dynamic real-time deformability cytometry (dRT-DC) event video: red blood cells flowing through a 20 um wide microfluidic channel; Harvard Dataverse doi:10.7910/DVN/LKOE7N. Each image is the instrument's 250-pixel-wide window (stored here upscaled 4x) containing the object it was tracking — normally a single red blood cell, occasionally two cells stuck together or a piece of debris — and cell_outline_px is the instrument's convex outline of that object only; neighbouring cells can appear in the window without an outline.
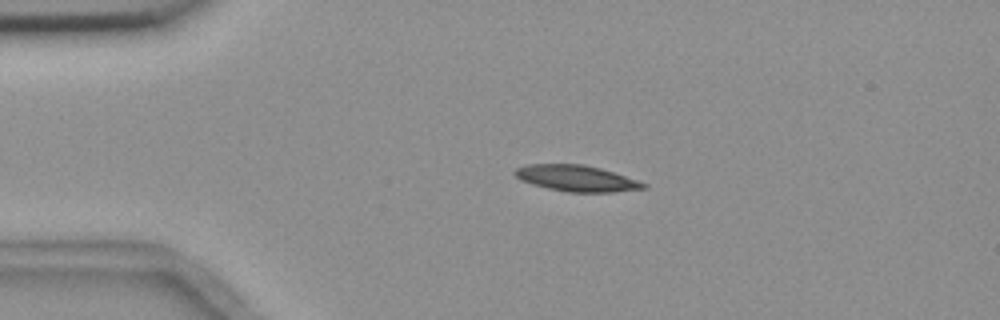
{"species": "common noctule bat (a hibernating species)", "species_latin": "Nyctalus noctula", "temperature_condition": "room temperature", "stored_images_in_passage": 4, "camera_frame_rate_fps": 3000, "um_per_image_px": 0.085, "animal": {"sex": "female", "body_mass_g": 18.4}, "frame": {"image": 1, "passage_image": 3, "time_ms": 2.333, "image_size_px": [1000, 320], "cell_outline_px": [[648, 188], [612, 192], [568, 192], [548, 188], [532, 184], [520, 180], [512, 172], [516, 168], [528, 164], [580, 164], [600, 168], [648, 184]], "centroid_in_image_um": [48.98, 15.16], "position_along_channel_um": 36.0, "area_um2": 19.42}}